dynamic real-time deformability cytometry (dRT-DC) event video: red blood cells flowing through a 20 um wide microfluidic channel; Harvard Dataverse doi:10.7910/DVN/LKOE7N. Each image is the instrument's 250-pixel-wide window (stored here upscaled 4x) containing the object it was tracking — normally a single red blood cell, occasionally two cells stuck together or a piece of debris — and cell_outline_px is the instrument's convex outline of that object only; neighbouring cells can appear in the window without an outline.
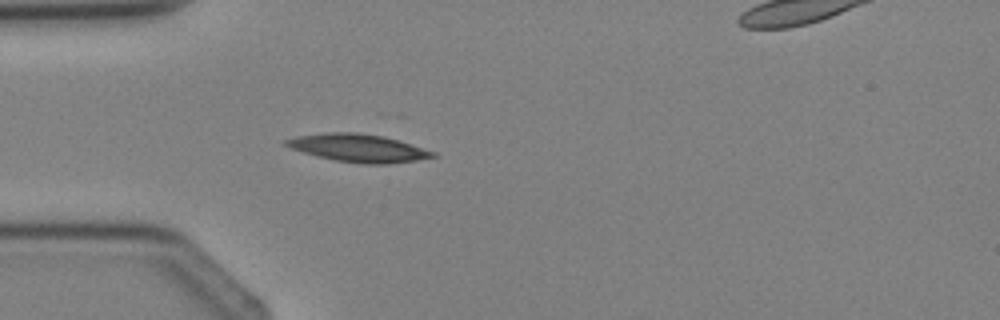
{"species": "Egyptian fruit bat (a non-hibernating species)", "species_latin": "Rousettus aegyptiacus", "temperature_condition": "cold", "stored_images_in_passage": 5, "segment_of_instrument_passage": [1, 2], "camera_frame_rate_fps": 3000, "um_per_image_px": 0.085, "animal": {"sex": "female"}, "frame": {"image": 1, "passage_image": 4, "time_ms": 3.667, "image_size_px": [1000, 320], "cell_outline_px": [[436, 156], [416, 160], [388, 164], [364, 164], [336, 160], [316, 156], [292, 148], [284, 144], [284, 140], [296, 136], [328, 132], [356, 132], [384, 136], [436, 152]], "centroid_in_image_um": [30.45, 12.58], "position_along_channel_um": 54.6, "area_um2": 23.58}}